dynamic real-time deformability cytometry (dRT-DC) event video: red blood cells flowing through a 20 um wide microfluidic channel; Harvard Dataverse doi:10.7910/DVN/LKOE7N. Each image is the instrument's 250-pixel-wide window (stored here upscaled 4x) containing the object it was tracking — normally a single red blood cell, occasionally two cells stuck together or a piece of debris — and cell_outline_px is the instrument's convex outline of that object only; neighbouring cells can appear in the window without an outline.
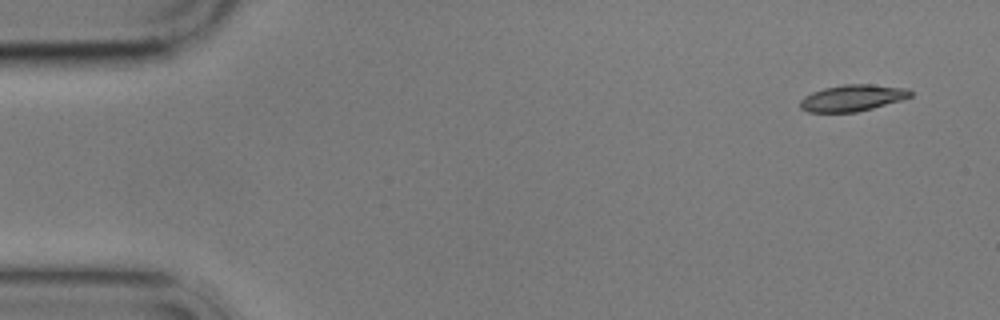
{"species": "common noctule bat (a hibernating species)", "species_latin": "Nyctalus noctula", "temperature_condition": "cold", "stored_images_in_passage": 10, "camera_frame_rate_fps": 3000, "um_per_image_px": 0.085, "animal": {"sex": "male", "body_mass_g": 17.9}, "frame": {"image": 1, "passage_image": 1, "time_ms": 0.0, "image_size_px": [1000, 320], "cell_outline_px": [[912, 96], [900, 100], [872, 108], [856, 112], [808, 112], [800, 108], [800, 100], [804, 96], [812, 92], [824, 88], [844, 84], [872, 84], [908, 88], [912, 92]], "centroid_in_image_um": [72.45, 8.32], "position_along_channel_um": 12.6, "area_um2": 16.99}}
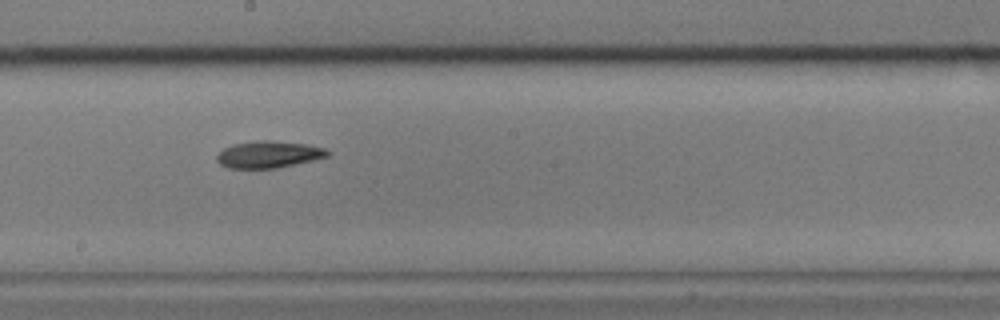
{"frame": {"image": 2, "passage_image": 9, "time_ms": 9.333, "image_size_px": [1000, 320], "cell_outline_px": [[328, 156], [312, 160], [276, 168], [228, 168], [220, 164], [216, 160], [216, 156], [224, 148], [232, 144], [260, 140], [272, 140], [308, 144], [324, 148], [328, 152]], "centroid_in_image_um": [22.8, 13.12], "position_along_channel_um": 225.4, "area_um2": 17.22}}
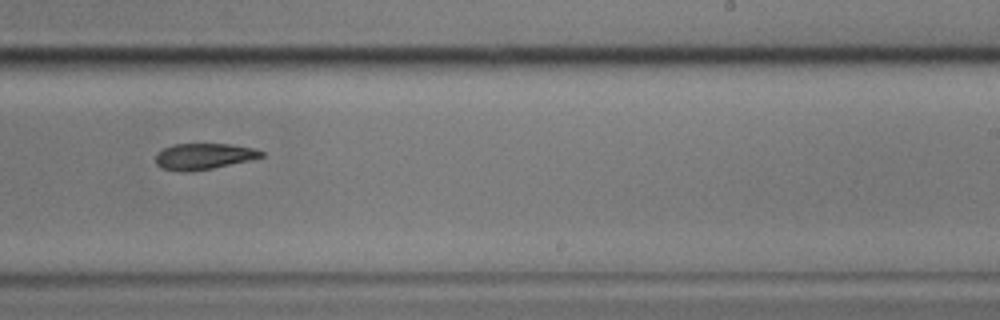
{"frame": {"image": 3, "passage_image": 10, "time_ms": 10.667, "image_size_px": [1000, 320], "cell_outline_px": [[264, 156], [252, 160], [192, 172], [184, 172], [160, 168], [156, 164], [156, 156], [164, 148], [172, 144], [228, 144], [256, 148], [264, 152]], "centroid_in_image_um": [17.35, 13.29], "position_along_channel_um": 271.7, "area_um2": 16.18}}